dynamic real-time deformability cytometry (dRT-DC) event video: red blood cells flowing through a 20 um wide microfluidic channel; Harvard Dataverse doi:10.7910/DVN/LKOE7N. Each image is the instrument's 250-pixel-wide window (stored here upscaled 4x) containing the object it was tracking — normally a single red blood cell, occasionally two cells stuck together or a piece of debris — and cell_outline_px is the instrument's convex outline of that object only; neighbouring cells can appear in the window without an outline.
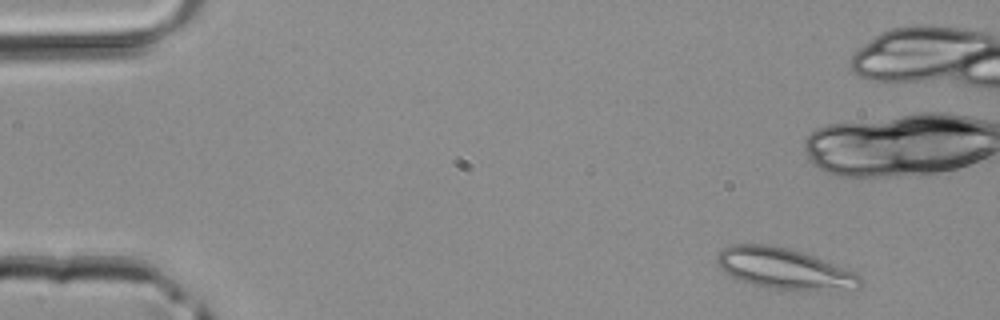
{"species": "common noctule bat (a hibernating species)", "species_latin": "Nyctalus noctula", "temperature_condition": "room temperature", "stored_images_in_passage": 3, "camera_frame_rate_fps": 3000, "um_per_image_px": 0.085, "animal": {"sex": "male", "body_mass_g": 20.4}, "frame": {"image": 1, "passage_image": 1, "time_ms": 0.0, "image_size_px": [1000, 320], "cell_outline_px": [[864, 284], [860, 288], [828, 292], [772, 288], [752, 284], [732, 276], [724, 272], [720, 268], [716, 260], [716, 256], [720, 248], [732, 244], [768, 244], [788, 248], [804, 252], [856, 272], [864, 280]], "centroid_in_image_um": [66.73, 22.84], "position_along_channel_um": 18.3, "area_um2": 34.8}}